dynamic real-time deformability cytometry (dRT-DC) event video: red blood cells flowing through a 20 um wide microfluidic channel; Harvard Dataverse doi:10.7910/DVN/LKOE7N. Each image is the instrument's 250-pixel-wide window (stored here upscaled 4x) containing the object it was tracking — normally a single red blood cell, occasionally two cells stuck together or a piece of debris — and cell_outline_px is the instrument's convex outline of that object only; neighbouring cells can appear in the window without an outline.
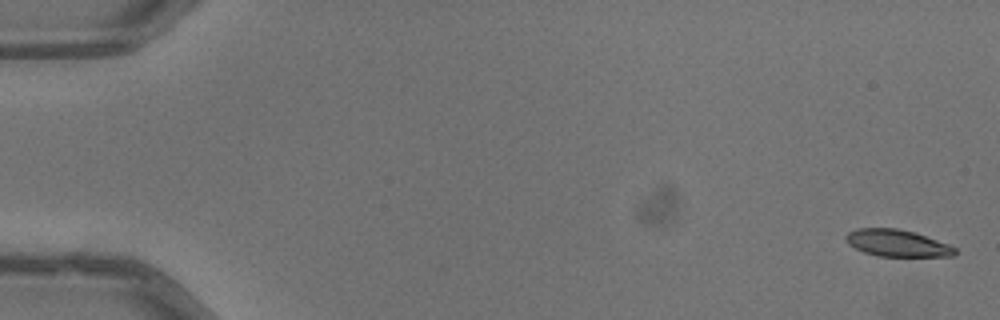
{"species": "common noctule bat (a hibernating species)", "species_latin": "Nyctalus noctula", "temperature_condition": "warm", "stored_images_in_passage": 52, "camera_frame_rate_fps": 3000, "um_per_image_px": 0.085, "animal": {"sex": "male", "body_mass_g": 13.3}, "frame": {"image": 1, "passage_image": 1, "time_ms": 0.0, "image_size_px": [1000, 320], "cell_outline_px": [[956, 256], [876, 256], [864, 252], [848, 244], [844, 236], [848, 232], [856, 228], [896, 228], [916, 232], [948, 244], [956, 248]], "centroid_in_image_um": [76.25, 20.66], "position_along_channel_um": 8.8, "area_um2": 17.17}}
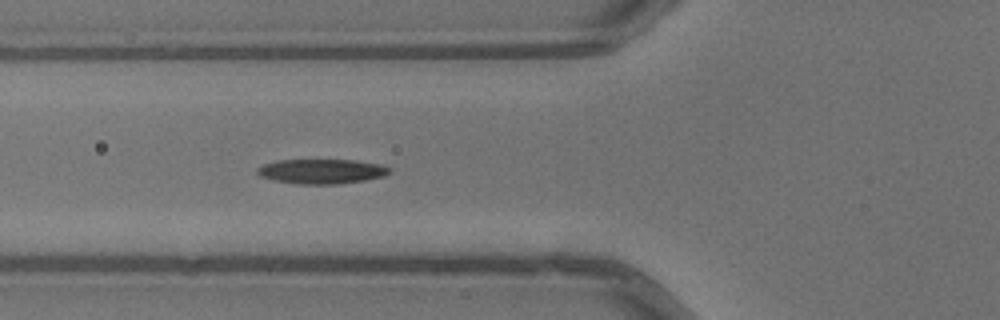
{"frame": {"image": 2, "passage_image": 20, "time_ms": 6.333, "image_size_px": [1000, 320], "cell_outline_px": [[392, 172], [384, 176], [364, 180], [336, 184], [296, 184], [276, 180], [260, 176], [256, 172], [256, 168], [264, 164], [280, 160], [356, 160], [380, 164], [392, 168]], "centroid_in_image_um": [27.37, 14.56], "position_along_channel_um": 98.4, "area_um2": 19.02}}
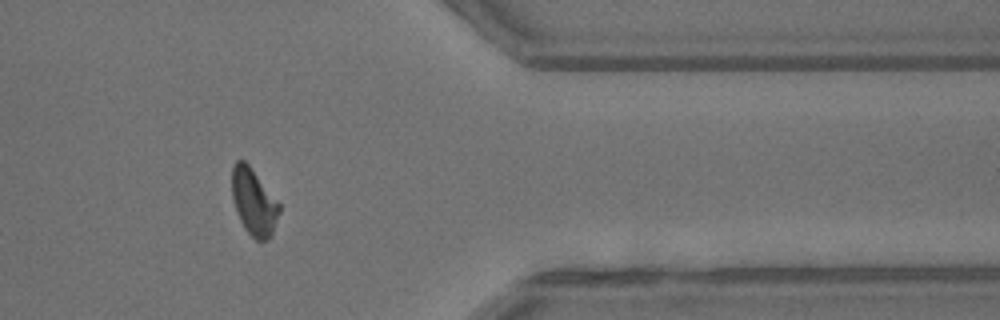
{"frame": {"image": 3, "passage_image": 43, "time_ms": 14.0, "image_size_px": [1000, 320], "cell_outline_px": [[280, 212], [272, 236], [268, 240], [256, 240], [244, 228], [236, 212], [232, 196], [232, 164], [236, 160], [244, 160], [248, 164], [280, 204]], "centroid_in_image_um": [21.57, 17.18], "position_along_channel_um": 389.8, "area_um2": 18.38}, "authors_computed_cell_mechanics": {"area_um2": 18.7272, "velocity_mm_per_s": 4.0283, "shape_relaxation_time_tau1_ms": 5.0189, "shape_relaxation_time_tau2_ms": 8.3725, "deformation_change_tau1": 0.1808, "deformation_change_tau2": 0.1359}}